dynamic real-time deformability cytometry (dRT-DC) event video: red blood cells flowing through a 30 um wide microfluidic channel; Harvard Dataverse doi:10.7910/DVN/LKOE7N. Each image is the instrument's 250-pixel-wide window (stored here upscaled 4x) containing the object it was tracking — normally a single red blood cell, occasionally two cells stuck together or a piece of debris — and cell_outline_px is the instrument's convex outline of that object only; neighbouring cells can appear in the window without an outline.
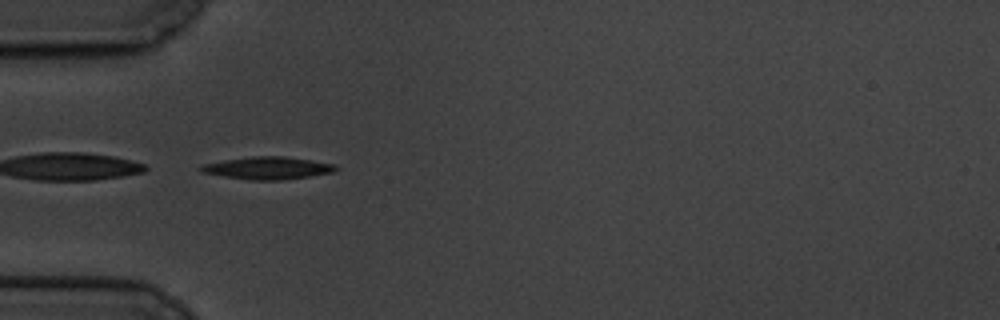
{"species": "common noctule bat (a hibernating species)", "species_latin": "Nyctalus noctula", "temperature_condition": "cold", "stored_images_in_passage": 5, "camera_frame_rate_fps": 3000, "um_per_image_px": 0.085, "animal": {"sex": "male", "body_mass_g": 19.5, "forearm_length_mm": 54.6}, "frame": {"image": 1, "passage_image": 4, "time_ms": 3.333, "image_size_px": [1000, 320], "cell_outline_px": [[340, 168], [332, 172], [308, 176], [280, 180], [252, 180], [224, 176], [200, 172], [196, 168], [204, 164], [224, 160], [252, 156], [284, 156], [312, 160], [336, 164]], "centroid_in_image_um": [22.75, 14.27], "position_along_channel_um": 62.2, "area_um2": 17.63}}